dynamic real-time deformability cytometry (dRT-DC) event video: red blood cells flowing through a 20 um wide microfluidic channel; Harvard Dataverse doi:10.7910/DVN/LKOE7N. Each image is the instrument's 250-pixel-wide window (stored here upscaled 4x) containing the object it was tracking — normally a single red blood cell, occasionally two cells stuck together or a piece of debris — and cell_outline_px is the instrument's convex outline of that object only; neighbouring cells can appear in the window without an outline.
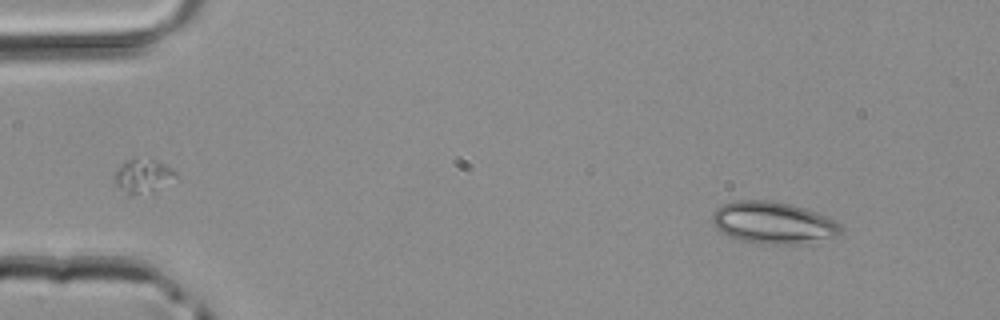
{"species": "common noctule bat (a hibernating species)", "species_latin": "Nyctalus noctula", "temperature_condition": "room temperature", "stored_images_in_passage": 4, "camera_frame_rate_fps": 3000, "um_per_image_px": 0.085, "animal": {"sex": "male", "body_mass_g": 20.4}, "frame": {"image": 1, "passage_image": 1, "time_ms": 0.0, "image_size_px": [1000, 320], "cell_outline_px": [[844, 228], [836, 236], [804, 244], [760, 244], [740, 240], [728, 236], [720, 232], [716, 228], [712, 220], [712, 212], [716, 208], [724, 204], [736, 200], [768, 200], [792, 204], [816, 212], [836, 220]], "centroid_in_image_um": [65.72, 18.94], "position_along_channel_um": 19.3, "area_um2": 31.73}}